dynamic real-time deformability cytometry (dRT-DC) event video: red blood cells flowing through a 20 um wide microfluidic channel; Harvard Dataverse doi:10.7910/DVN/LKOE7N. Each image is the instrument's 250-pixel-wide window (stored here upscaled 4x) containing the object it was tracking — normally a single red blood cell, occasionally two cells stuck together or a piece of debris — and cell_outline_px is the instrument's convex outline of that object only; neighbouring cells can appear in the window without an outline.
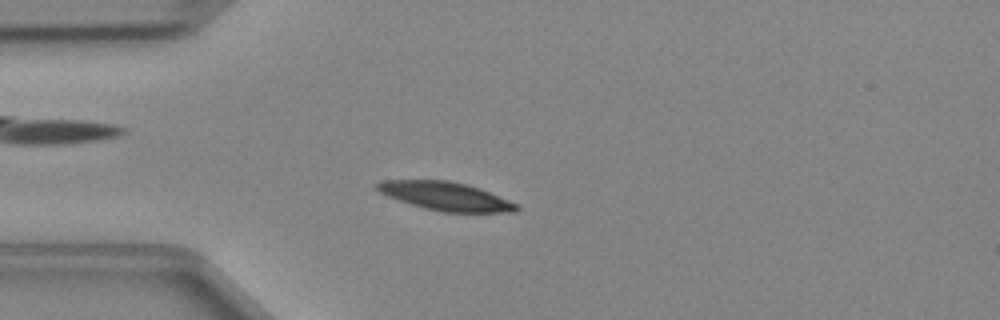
{"species": "Egyptian fruit bat (a non-hibernating species)", "species_latin": "Rousettus aegyptiacus", "temperature_condition": "cold", "stored_images_in_passage": 47, "camera_frame_rate_fps": 3000, "um_per_image_px": 0.085, "animal": {"sex": "female"}, "frame": {"image": 1, "passage_image": 12, "time_ms": 3.667, "image_size_px": [1000, 320], "cell_outline_px": [[520, 208], [516, 212], [444, 212], [424, 208], [388, 196], [372, 188], [372, 184], [380, 180], [448, 180], [468, 184], [480, 188], [520, 204]], "centroid_in_image_um": [37.88, 16.66], "position_along_channel_um": 47.1, "area_um2": 23.41}}
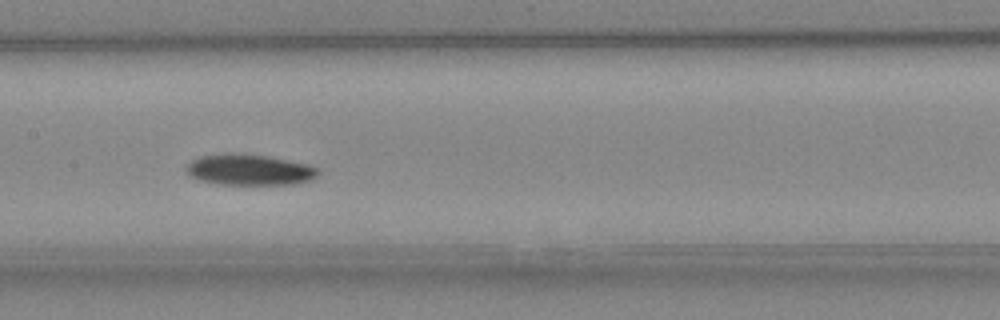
{"frame": {"image": 2, "passage_image": 23, "time_ms": 7.333, "image_size_px": [1000, 320], "cell_outline_px": [[320, 172], [312, 180], [292, 184], [220, 184], [200, 180], [188, 176], [184, 172], [184, 168], [192, 160], [200, 156], [232, 152], [244, 152], [268, 156], [308, 164], [316, 168]], "centroid_in_image_um": [21.15, 14.41], "position_along_channel_um": 186.2, "area_um2": 24.1}}
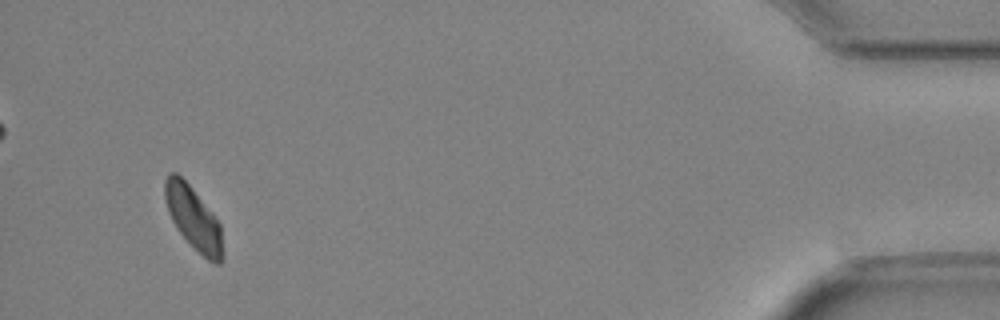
{"frame": {"image": 3, "passage_image": 45, "time_ms": 14.667, "image_size_px": [1000, 320], "cell_outline_px": [[220, 264], [216, 264], [208, 260], [176, 228], [168, 212], [164, 196], [164, 180], [168, 172], [176, 172], [192, 188], [212, 212], [220, 224]], "centroid_in_image_um": [16.37, 18.45], "position_along_channel_um": 418.8, "area_um2": 20.46}}